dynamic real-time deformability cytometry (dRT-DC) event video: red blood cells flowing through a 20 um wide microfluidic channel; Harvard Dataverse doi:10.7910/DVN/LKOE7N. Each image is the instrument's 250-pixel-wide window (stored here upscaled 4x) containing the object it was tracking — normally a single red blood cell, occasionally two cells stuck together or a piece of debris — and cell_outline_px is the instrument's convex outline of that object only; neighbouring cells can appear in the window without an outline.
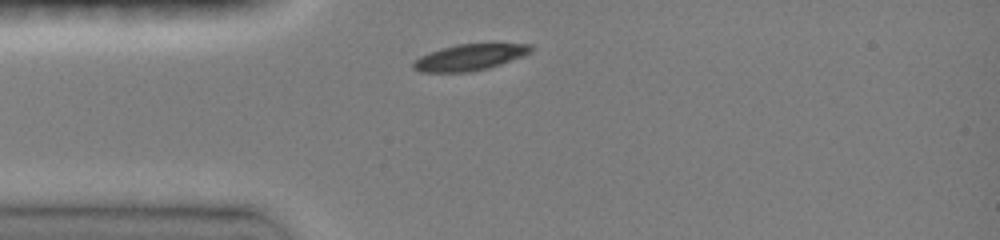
{"species": "common noctule bat (a hibernating species)", "species_latin": "Nyctalus noctula", "temperature_condition": "room temperature", "stored_images_in_passage": 7, "camera_frame_rate_fps": 3000, "um_per_image_px": 0.085, "animal": {"sex": "female", "body_mass_g": 19.0, "forearm_length_mm": 51.5}, "frame": {"image": 1, "passage_image": 1, "time_ms": 0.0, "image_size_px": [1000, 240], "cell_outline_px": [[532, 52], [500, 64], [488, 68], [472, 72], [420, 72], [412, 68], [412, 64], [420, 56], [428, 52], [440, 48], [456, 44], [532, 44]], "centroid_in_image_um": [39.88, 4.87], "position_along_channel_um": 45.1, "area_um2": 17.92}}